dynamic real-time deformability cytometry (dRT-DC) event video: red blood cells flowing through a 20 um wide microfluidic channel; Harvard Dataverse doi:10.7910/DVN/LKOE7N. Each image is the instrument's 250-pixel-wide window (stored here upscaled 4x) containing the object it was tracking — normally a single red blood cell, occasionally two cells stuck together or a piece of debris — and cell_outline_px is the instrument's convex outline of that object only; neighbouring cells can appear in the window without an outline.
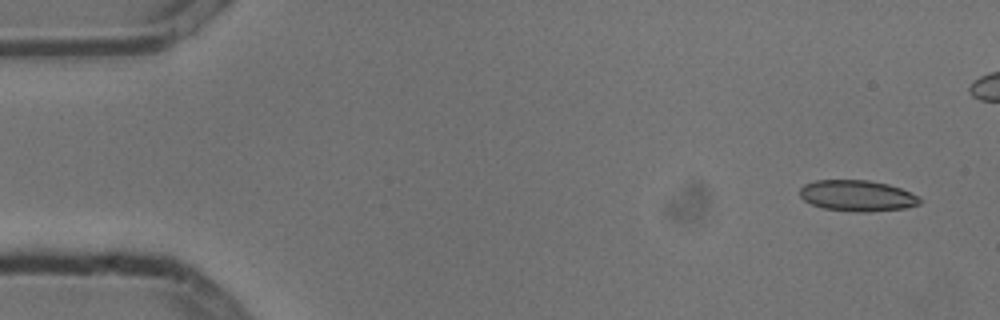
{"species": "common noctule bat (a hibernating species)", "species_latin": "Nyctalus noctula", "temperature_condition": "cold", "stored_images_in_passage": 5, "camera_frame_rate_fps": 3000, "um_per_image_px": 0.085, "animal": {"sex": "male", "body_mass_g": 13.3}, "frame": {"image": 1, "passage_image": 1, "time_ms": 0.0, "image_size_px": [1000, 320], "cell_outline_px": [[920, 204], [904, 208], [872, 212], [856, 212], [824, 208], [812, 204], [804, 200], [800, 196], [800, 188], [804, 184], [816, 180], [868, 180], [888, 184], [900, 188], [920, 196]], "centroid_in_image_um": [72.87, 16.63], "position_along_channel_um": 12.1, "area_um2": 21.73}}